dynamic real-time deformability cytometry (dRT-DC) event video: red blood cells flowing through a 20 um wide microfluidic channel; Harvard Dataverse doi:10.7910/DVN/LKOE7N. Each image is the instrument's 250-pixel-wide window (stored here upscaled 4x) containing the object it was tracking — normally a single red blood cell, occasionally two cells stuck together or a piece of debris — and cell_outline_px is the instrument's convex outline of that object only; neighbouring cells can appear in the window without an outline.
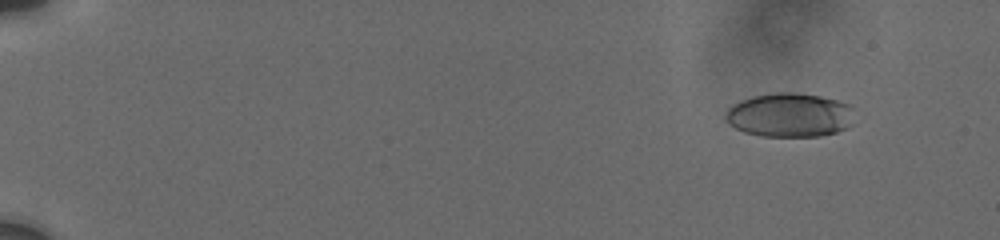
{"species": "human", "species_latin": "Homo sapiens", "temperature_condition": "cold", "stored_images_in_passage": 11, "camera_frame_rate_fps": 3000, "um_per_image_px": 0.085, "donor": {"sex": "male"}, "frame": {"image": 1, "passage_image": 1, "time_ms": 0.0, "image_size_px": [1000, 240], "cell_outline_px": [[864, 116], [856, 124], [848, 128], [836, 132], [820, 136], [760, 136], [744, 132], [728, 124], [724, 116], [728, 108], [732, 104], [740, 100], [752, 96], [776, 92], [792, 92], [820, 96], [852, 104]], "centroid_in_image_um": [67.28, 9.78], "position_along_channel_um": 17.7, "area_um2": 34.39}}
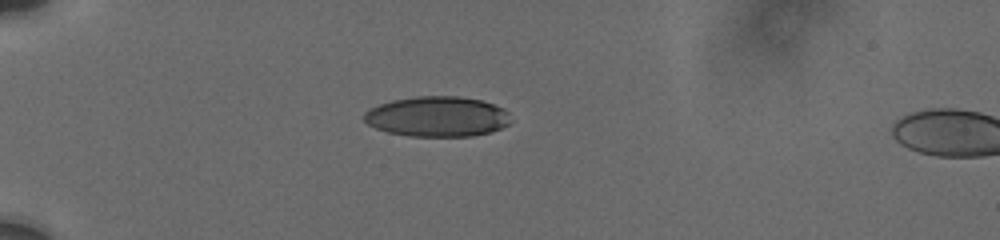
{"frame": {"image": 2, "passage_image": 9, "time_ms": 4.0, "image_size_px": [1000, 240], "cell_outline_px": [[508, 124], [500, 128], [488, 132], [472, 136], [408, 136], [388, 132], [376, 128], [368, 124], [364, 120], [364, 112], [380, 104], [392, 100], [416, 96], [456, 96], [480, 100], [504, 108], [508, 112]], "centroid_in_image_um": [37.14, 9.9], "position_along_channel_um": 47.9, "area_um2": 34.1}}